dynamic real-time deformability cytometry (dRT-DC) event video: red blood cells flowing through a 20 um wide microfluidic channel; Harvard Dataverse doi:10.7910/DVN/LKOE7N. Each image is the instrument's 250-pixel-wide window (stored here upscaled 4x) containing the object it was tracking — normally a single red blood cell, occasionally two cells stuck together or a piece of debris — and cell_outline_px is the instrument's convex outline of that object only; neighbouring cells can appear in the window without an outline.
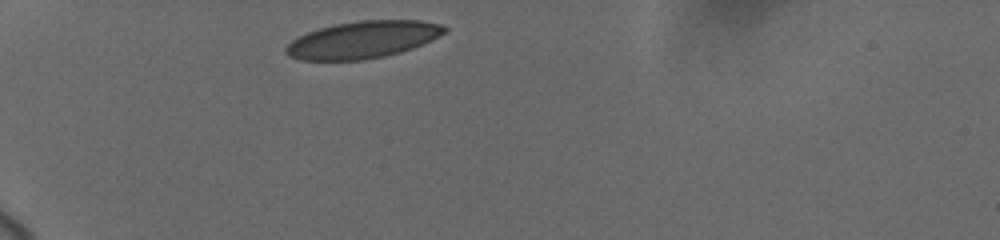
{"species": "human", "species_latin": "Homo sapiens", "temperature_condition": "cold", "stored_images_in_passage": 22, "camera_frame_rate_fps": 3000, "um_per_image_px": 0.085, "donor": {"sex": "female"}, "frame": {"image": 1, "passage_image": 1, "time_ms": 0.0, "image_size_px": [1000, 240], "cell_outline_px": [[448, 28], [444, 32], [432, 40], [424, 44], [400, 52], [384, 56], [364, 60], [300, 60], [288, 56], [284, 52], [284, 48], [292, 40], [308, 32], [320, 28], [336, 24], [360, 20], [420, 20], [440, 24]], "centroid_in_image_um": [30.83, 3.38], "position_along_channel_um": 54.2, "area_um2": 34.22}}
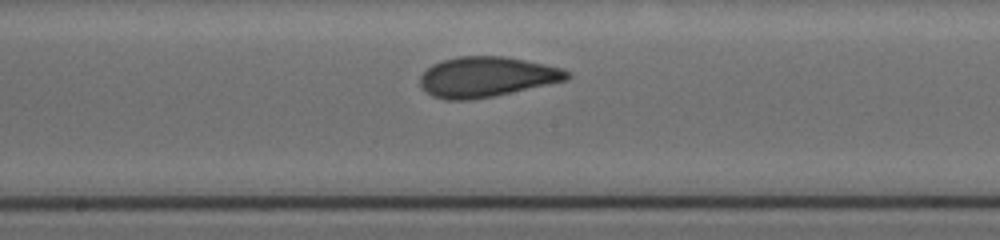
{"frame": {"image": 2, "passage_image": 13, "time_ms": 5.0, "image_size_px": [1000, 240], "cell_outline_px": [[572, 76], [568, 80], [492, 96], [468, 100], [444, 100], [432, 96], [420, 84], [420, 76], [432, 64], [440, 60], [456, 56], [504, 56], [564, 68], [572, 72]], "centroid_in_image_um": [41.38, 6.52], "position_along_channel_um": 206.8, "area_um2": 34.51}}
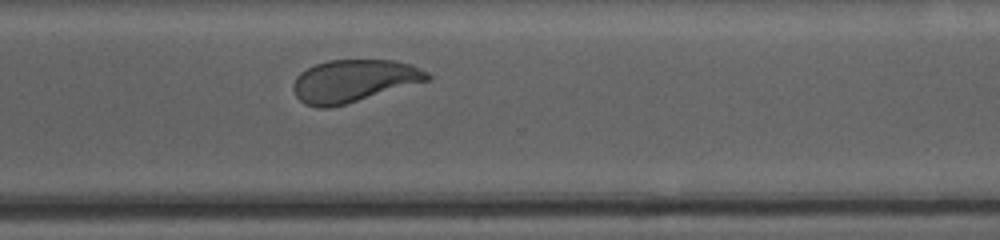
{"frame": {"image": 3, "passage_image": 22, "time_ms": 8.667, "image_size_px": [1000, 240], "cell_outline_px": [[432, 76], [428, 80], [344, 104], [328, 108], [320, 108], [304, 104], [296, 96], [292, 88], [292, 84], [296, 76], [300, 72], [316, 64], [328, 60], [392, 60], [412, 64], [428, 72]], "centroid_in_image_um": [30.03, 6.86], "position_along_channel_um": 340.6, "area_um2": 32.89}}